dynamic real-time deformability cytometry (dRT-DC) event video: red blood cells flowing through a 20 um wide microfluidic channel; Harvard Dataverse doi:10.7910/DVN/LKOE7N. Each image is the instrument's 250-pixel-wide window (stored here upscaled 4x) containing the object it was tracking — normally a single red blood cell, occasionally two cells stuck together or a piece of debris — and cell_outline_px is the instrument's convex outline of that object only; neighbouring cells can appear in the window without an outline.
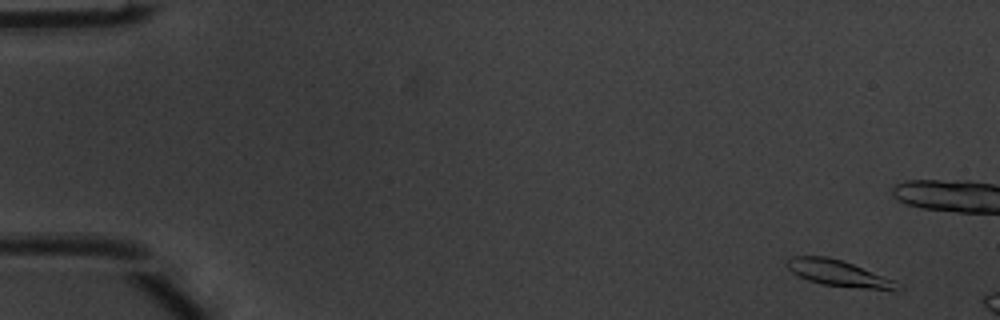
{"species": "common noctule bat (a hibernating species)", "species_latin": "Nyctalus noctula", "temperature_condition": "warm", "stored_images_in_passage": 12, "camera_frame_rate_fps": 3000, "um_per_image_px": 0.085, "animal": {"sex": "male", "body_mass_g": 20.1, "forearm_length_mm": 53.5}, "frame": {"image": 1, "passage_image": 4, "time_ms": 1.0, "image_size_px": [1000, 320], "cell_outline_px": [[896, 284], [892, 288], [864, 288], [824, 284], [808, 280], [792, 272], [784, 264], [784, 260], [792, 256], [828, 256], [852, 264], [892, 280]], "centroid_in_image_um": [71.04, 23.17], "position_along_channel_um": 14.0, "area_um2": 15.84}}